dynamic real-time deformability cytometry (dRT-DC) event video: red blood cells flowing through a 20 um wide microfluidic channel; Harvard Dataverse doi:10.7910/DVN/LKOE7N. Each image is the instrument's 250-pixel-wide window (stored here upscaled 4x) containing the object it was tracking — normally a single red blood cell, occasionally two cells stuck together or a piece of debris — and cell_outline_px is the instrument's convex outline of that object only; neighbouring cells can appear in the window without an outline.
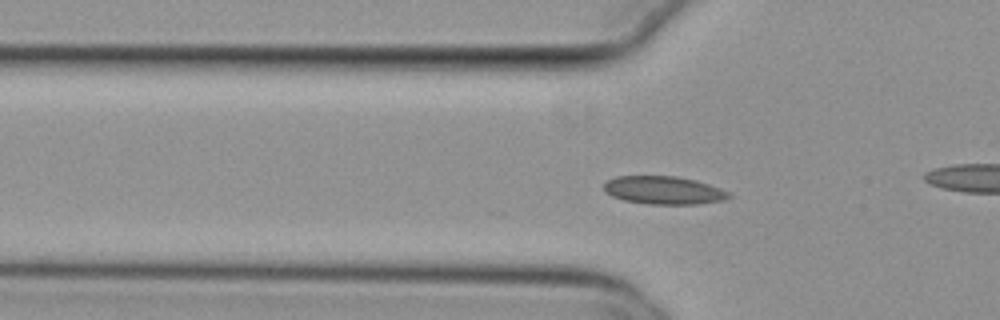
{"species": "common noctule bat (a hibernating species)", "species_latin": "Nyctalus noctula", "temperature_condition": "cold", "stored_images_in_passage": 31, "camera_frame_rate_fps": 3000, "um_per_image_px": 0.085, "animal": {"sex": "female", "body_mass_g": 29.2, "forearm_length_mm": 56.3}, "frame": {"image": 1, "passage_image": 4, "time_ms": 1.0, "image_size_px": [1000, 320], "cell_outline_px": [[732, 196], [724, 200], [696, 204], [648, 204], [624, 200], [612, 196], [604, 192], [604, 184], [608, 180], [616, 176], [676, 176], [696, 180], [720, 188], [728, 192]], "centroid_in_image_um": [56.4, 16.17], "position_along_channel_um": 69.4, "area_um2": 20.4}}
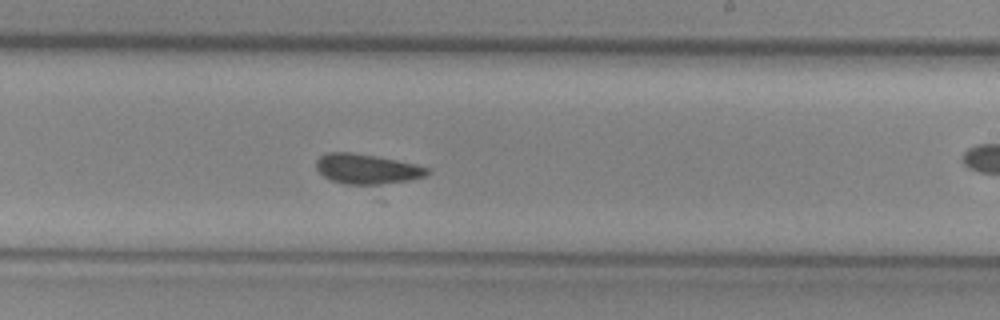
{"frame": {"image": 2, "passage_image": 19, "time_ms": 6.0, "image_size_px": [1000, 320], "cell_outline_px": [[432, 172], [424, 176], [376, 188], [372, 188], [344, 184], [332, 180], [324, 176], [316, 168], [316, 160], [324, 152], [352, 152], [376, 156], [416, 164], [428, 168]], "centroid_in_image_um": [31.19, 14.41], "position_along_channel_um": 257.8, "area_um2": 20.23}}
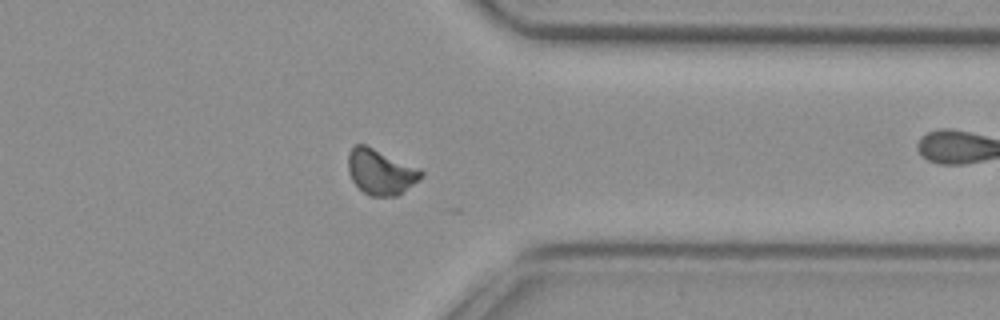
{"frame": {"image": 3, "passage_image": 29, "time_ms": 9.333, "image_size_px": [1000, 320], "cell_outline_px": [[424, 176], [420, 180], [396, 196], [368, 196], [352, 180], [348, 172], [348, 152], [356, 144], [364, 144], [420, 168], [424, 172]], "centroid_in_image_um": [32.37, 14.61], "position_along_channel_um": 379.0, "area_um2": 19.31}}